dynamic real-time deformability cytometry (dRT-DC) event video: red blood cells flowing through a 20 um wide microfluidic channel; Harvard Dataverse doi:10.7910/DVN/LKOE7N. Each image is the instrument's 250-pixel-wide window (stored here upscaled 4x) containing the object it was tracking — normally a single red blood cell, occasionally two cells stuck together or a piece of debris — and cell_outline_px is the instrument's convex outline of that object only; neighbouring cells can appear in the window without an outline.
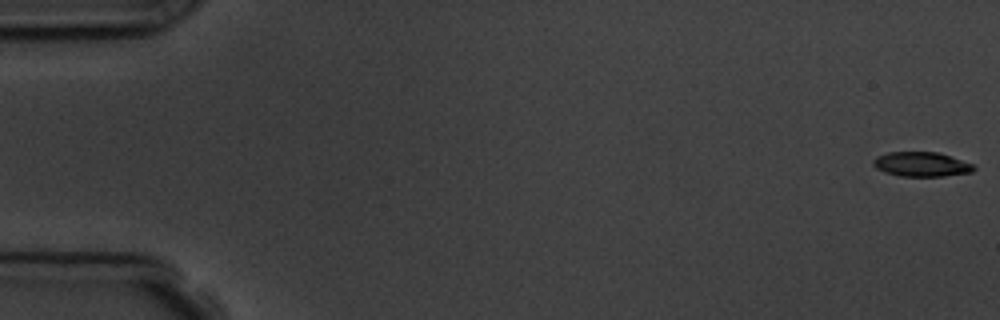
{"species": "common noctule bat (a hibernating species)", "species_latin": "Nyctalus noctula", "temperature_condition": "room temperature", "stored_images_in_passage": 9, "camera_frame_rate_fps": 3000, "um_per_image_px": 0.085, "animal": {"sex": "male", "body_mass_g": 19.5, "forearm_length_mm": 54.6}, "frame": {"image": 1, "passage_image": 1, "time_ms": 0.0, "image_size_px": [1000, 320], "cell_outline_px": [[976, 168], [972, 172], [944, 176], [900, 176], [884, 172], [876, 168], [872, 164], [872, 160], [876, 156], [888, 152], [936, 152], [972, 164]], "centroid_in_image_um": [78.26, 13.97], "position_along_channel_um": 6.7, "area_um2": 14.28}}
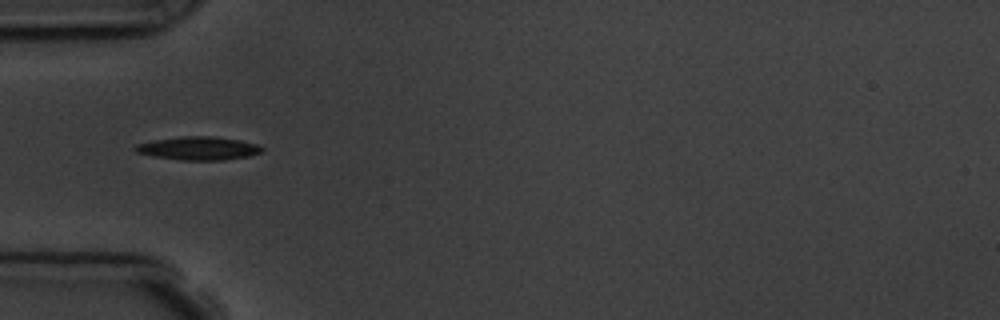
{"frame": {"image": 2, "passage_image": 6, "time_ms": 5.667, "image_size_px": [1000, 320], "cell_outline_px": [[264, 148], [260, 152], [248, 156], [224, 160], [180, 160], [152, 156], [136, 152], [132, 148], [136, 144], [156, 140], [180, 136], [212, 136], [240, 140], [256, 144]], "centroid_in_image_um": [16.83, 12.61], "position_along_channel_um": 68.2, "area_um2": 17.17}}